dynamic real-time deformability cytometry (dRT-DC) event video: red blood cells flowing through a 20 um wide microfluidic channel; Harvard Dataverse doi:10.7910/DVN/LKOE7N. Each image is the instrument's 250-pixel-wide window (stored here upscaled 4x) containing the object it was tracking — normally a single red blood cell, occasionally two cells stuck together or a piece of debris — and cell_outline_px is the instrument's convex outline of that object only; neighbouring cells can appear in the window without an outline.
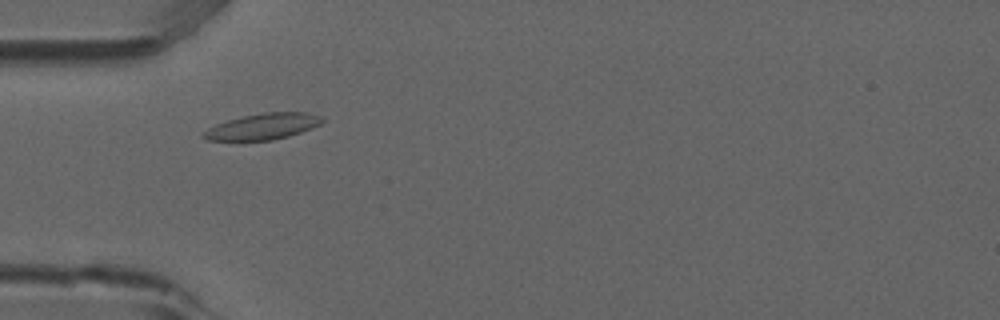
{"species": "common noctule bat (a hibernating species)", "species_latin": "Nyctalus noctula", "temperature_condition": "room temperature", "stored_images_in_passage": 3, "camera_frame_rate_fps": 3000, "um_per_image_px": 0.085, "animal": {"sex": "male", "forearm_length_mm": 52.5}, "frame": {"image": 1, "passage_image": 2, "time_ms": 0.333, "image_size_px": [1000, 320], "cell_outline_px": [[324, 120], [320, 124], [300, 132], [288, 136], [272, 140], [208, 140], [200, 136], [208, 128], [216, 124], [228, 120], [244, 116], [264, 112], [308, 112], [320, 116]], "centroid_in_image_um": [22.34, 10.74], "position_along_channel_um": 62.7, "area_um2": 17.8}}
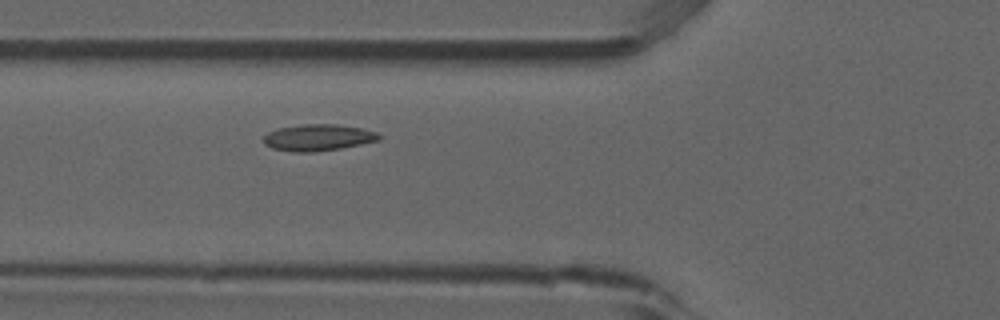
{"frame": {"image": 2, "passage_image": 3, "time_ms": 0.667, "image_size_px": [1000, 320], "cell_outline_px": [[384, 136], [380, 140], [340, 148], [312, 152], [292, 152], [272, 148], [264, 144], [264, 136], [268, 132], [280, 128], [304, 124], [336, 124], [364, 128], [376, 132]], "centroid_in_image_um": [27.07, 11.69], "position_along_channel_um": 98.7, "area_um2": 17.86}}